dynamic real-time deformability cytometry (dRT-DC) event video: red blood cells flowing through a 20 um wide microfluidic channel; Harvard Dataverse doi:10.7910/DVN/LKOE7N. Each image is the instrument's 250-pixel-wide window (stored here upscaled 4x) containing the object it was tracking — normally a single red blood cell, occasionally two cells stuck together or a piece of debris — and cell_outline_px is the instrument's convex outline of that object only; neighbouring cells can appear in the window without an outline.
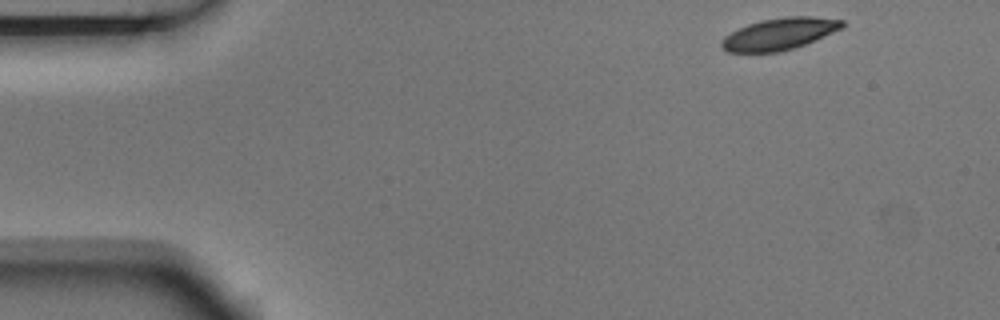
{"species": "Egyptian fruit bat (a non-hibernating species)", "species_latin": "Rousettus aegyptiacus", "temperature_condition": "room temperature", "stored_images_in_passage": 5, "camera_frame_rate_fps": 3000, "um_per_image_px": 0.085, "animal": {"sex": "male"}, "frame": {"image": 1, "passage_image": 1, "time_ms": 0.0, "image_size_px": [1000, 320], "cell_outline_px": [[844, 24], [840, 28], [804, 44], [780, 52], [728, 52], [720, 48], [720, 40], [724, 36], [748, 24], [760, 20], [784, 16], [812, 16], [844, 20]], "centroid_in_image_um": [66.17, 2.88], "position_along_channel_um": 18.8, "area_um2": 22.14}}
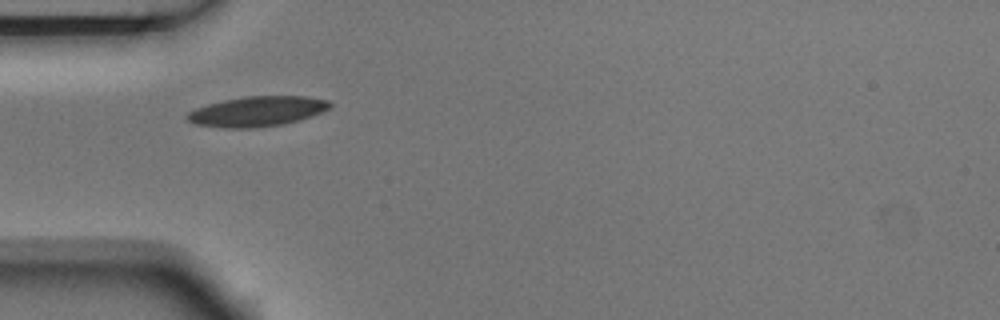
{"frame": {"image": 2, "passage_image": 4, "time_ms": 1.0, "image_size_px": [1000, 320], "cell_outline_px": [[332, 104], [328, 108], [320, 112], [300, 120], [280, 124], [256, 128], [224, 128], [196, 124], [188, 120], [184, 116], [188, 112], [196, 108], [208, 104], [224, 100], [244, 96], [304, 96], [328, 100]], "centroid_in_image_um": [21.82, 9.46], "position_along_channel_um": 63.2, "area_um2": 24.85}}
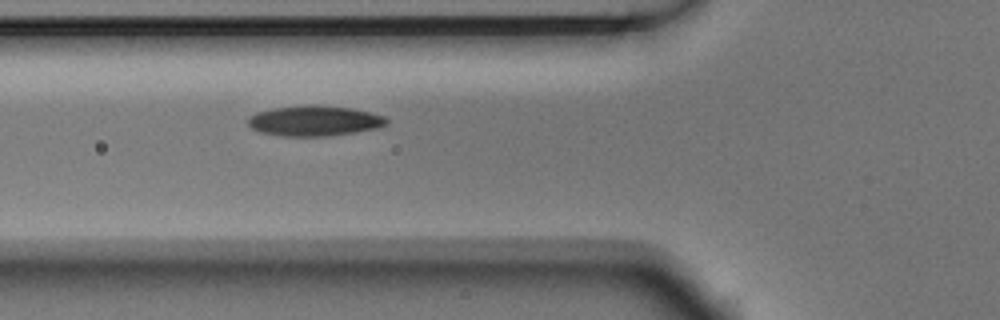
{"frame": {"image": 3, "passage_image": 5, "time_ms": 1.333, "image_size_px": [1000, 320], "cell_outline_px": [[388, 124], [380, 128], [356, 132], [328, 136], [280, 136], [260, 132], [252, 128], [248, 124], [248, 116], [256, 112], [272, 108], [316, 104], [352, 108], [372, 112], [384, 116], [388, 120]], "centroid_in_image_um": [26.75, 10.26], "position_along_channel_um": 99.0, "area_um2": 24.85}}